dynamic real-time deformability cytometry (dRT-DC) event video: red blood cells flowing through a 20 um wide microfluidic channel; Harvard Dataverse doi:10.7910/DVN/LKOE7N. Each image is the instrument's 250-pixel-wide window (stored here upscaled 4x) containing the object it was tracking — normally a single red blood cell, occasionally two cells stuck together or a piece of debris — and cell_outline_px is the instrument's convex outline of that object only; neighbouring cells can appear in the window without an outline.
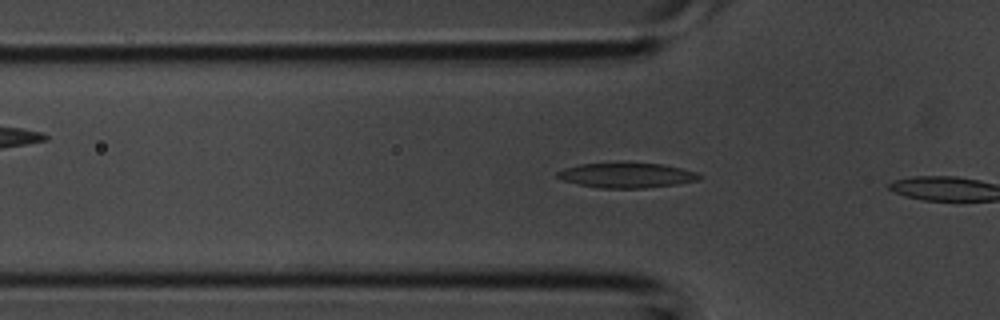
{"species": "common noctule bat (a hibernating species)", "species_latin": "Nyctalus noctula", "temperature_condition": "room temperature", "stored_images_in_passage": 3, "camera_frame_rate_fps": 3000, "um_per_image_px": 0.085, "animal": {"sex": "male", "body_mass_g": 20.1, "forearm_length_mm": 53.5}, "frame": {"image": 1, "passage_image": 2, "time_ms": 0.333, "image_size_px": [1000, 320], "cell_outline_px": [[704, 176], [700, 180], [676, 184], [644, 188], [600, 188], [576, 184], [564, 180], [556, 176], [556, 172], [564, 168], [580, 164], [620, 160], [628, 160], [664, 164], [696, 172]], "centroid_in_image_um": [53.26, 14.85], "position_along_channel_um": 72.5, "area_um2": 21.68}}